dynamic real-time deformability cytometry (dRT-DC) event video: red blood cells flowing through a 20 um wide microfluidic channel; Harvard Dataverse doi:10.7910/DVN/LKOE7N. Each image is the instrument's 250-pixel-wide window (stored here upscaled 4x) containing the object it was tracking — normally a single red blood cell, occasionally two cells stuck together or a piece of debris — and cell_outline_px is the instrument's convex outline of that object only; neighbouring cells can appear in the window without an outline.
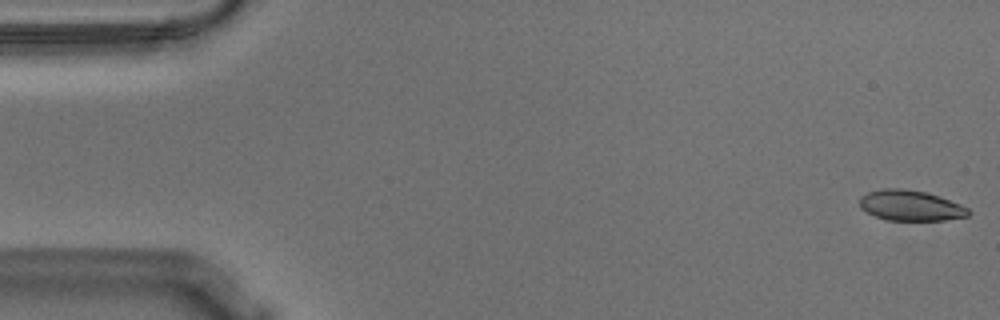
{"species": "Egyptian fruit bat (a non-hibernating species)", "species_latin": "Rousettus aegyptiacus", "temperature_condition": "warm", "stored_images_in_passage": 55, "camera_frame_rate_fps": 3000, "um_per_image_px": 0.085, "animal": {"sex": "male"}, "frame": {"image": 1, "passage_image": 1, "time_ms": 0.0, "image_size_px": [1000, 320], "cell_outline_px": [[972, 212], [968, 216], [944, 220], [888, 220], [876, 216], [860, 208], [860, 196], [868, 192], [884, 188], [904, 188], [928, 192], [940, 196], [960, 204], [968, 208]], "centroid_in_image_um": [77.42, 17.46], "position_along_channel_um": 7.6, "area_um2": 19.42}}
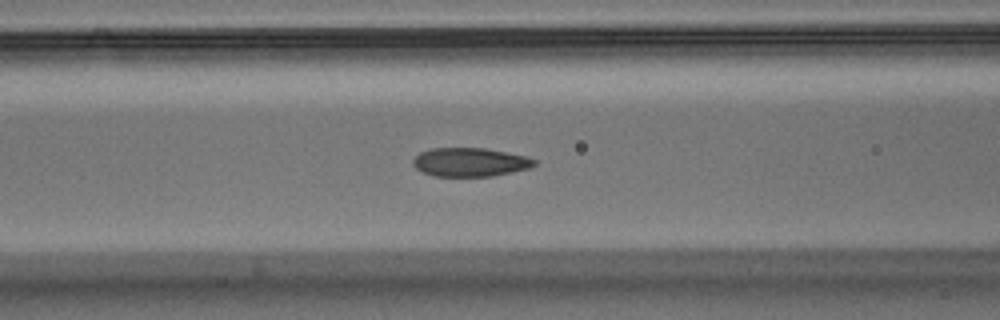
{"frame": {"image": 2, "passage_image": 22, "time_ms": 7.0, "image_size_px": [1000, 320], "cell_outline_px": [[536, 164], [528, 168], [492, 176], [432, 176], [416, 168], [412, 164], [412, 160], [420, 152], [428, 148], [484, 148], [524, 156], [536, 160]], "centroid_in_image_um": [39.89, 13.78], "position_along_channel_um": 126.7, "area_um2": 20.11}}
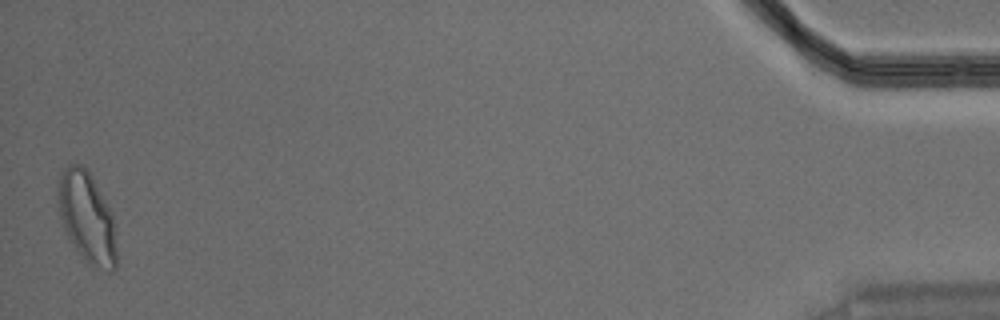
{"frame": {"image": 3, "passage_image": 55, "time_ms": 18.0, "image_size_px": [1000, 320], "cell_outline_px": [[116, 268], [112, 272], [108, 272], [92, 268], [84, 260], [68, 236], [64, 228], [60, 216], [56, 188], [60, 176], [64, 168], [68, 164], [80, 164], [88, 172], [112, 212], [116, 248]], "centroid_in_image_um": [7.39, 18.53], "position_along_channel_um": 427.8, "area_um2": 30.87}, "authors_computed_cell_mechanics": {"area_um2": 20.9236, "velocity_mm_per_s": 3.5918, "shape_relaxation_time_tau1_ms": 5.179, "shape_relaxation_time_tau2_ms": 1.0595, "deformation_change_tau1": 0.1574, "deformation_change_tau2": 0.056}}